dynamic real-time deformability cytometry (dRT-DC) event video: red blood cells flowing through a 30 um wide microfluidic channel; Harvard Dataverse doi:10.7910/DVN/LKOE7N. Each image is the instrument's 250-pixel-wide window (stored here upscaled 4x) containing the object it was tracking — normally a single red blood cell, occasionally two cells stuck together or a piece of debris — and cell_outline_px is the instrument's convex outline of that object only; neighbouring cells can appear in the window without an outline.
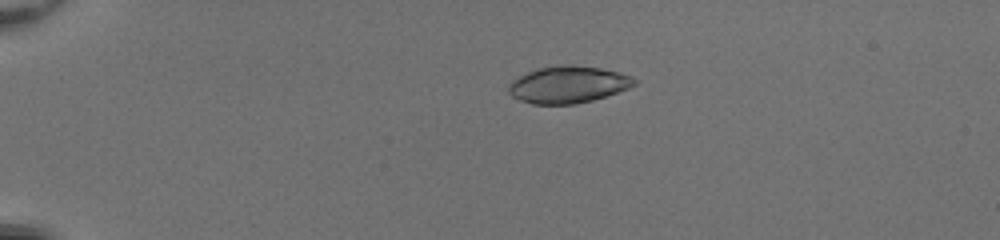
{"species": "common noctule bat (a hibernating species)", "species_latin": "Nyctalus noctula", "temperature_condition": "room temperature", "stored_images_in_passage": 54, "camera_frame_rate_fps": 3000, "um_per_image_px": 0.085, "animal": {"sex": "female", "body_mass_g": 20.0, "forearm_length_mm": 54.0}, "frame": {"image": 1, "passage_image": 14, "time_ms": 4.333, "image_size_px": [1000, 240], "cell_outline_px": [[636, 84], [628, 88], [592, 100], [576, 104], [532, 104], [520, 100], [512, 96], [508, 92], [508, 84], [512, 80], [528, 72], [540, 68], [564, 64], [600, 68], [620, 72], [632, 76], [636, 80]], "centroid_in_image_um": [48.28, 7.19], "position_along_channel_um": 36.7, "area_um2": 26.88}}
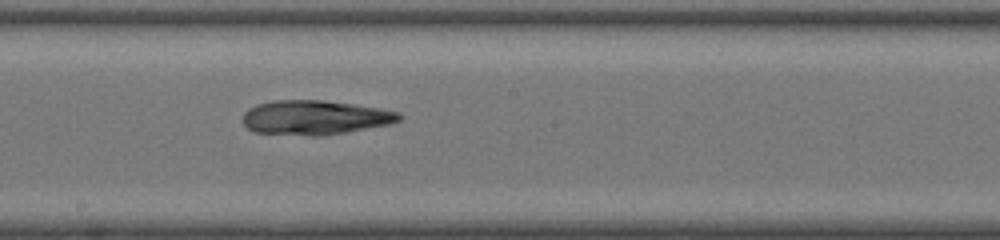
{"frame": {"image": 2, "passage_image": 33, "time_ms": 10.667, "image_size_px": [1000, 240], "cell_outline_px": [[404, 116], [400, 120], [388, 124], [348, 132], [320, 136], [312, 136], [252, 132], [244, 124], [244, 112], [248, 108], [256, 104], [272, 100], [324, 100], [380, 108], [400, 112]], "centroid_in_image_um": [26.77, 9.99], "position_along_channel_um": 221.4, "area_um2": 31.5}}
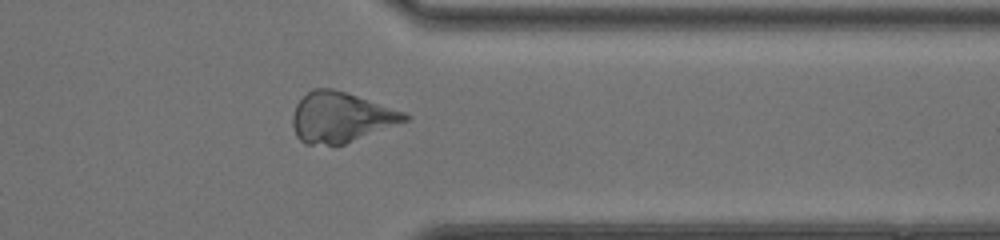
{"frame": {"image": 3, "passage_image": 45, "time_ms": 14.667, "image_size_px": [1000, 240], "cell_outline_px": [[412, 116], [408, 120], [336, 148], [304, 144], [296, 136], [292, 124], [292, 116], [296, 104], [312, 88], [332, 88], [404, 112]], "centroid_in_image_um": [28.93, 10.03], "position_along_channel_um": 382.5, "area_um2": 33.12}}